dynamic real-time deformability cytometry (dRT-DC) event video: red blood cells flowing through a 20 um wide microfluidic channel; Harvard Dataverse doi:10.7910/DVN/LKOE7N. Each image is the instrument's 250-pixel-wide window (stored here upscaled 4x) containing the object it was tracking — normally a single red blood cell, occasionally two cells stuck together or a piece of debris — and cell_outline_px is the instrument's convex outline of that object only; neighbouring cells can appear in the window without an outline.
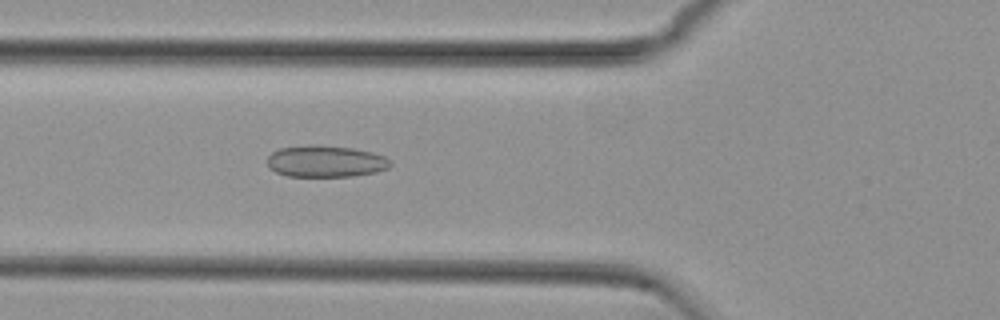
{"species": "common noctule bat (a hibernating species)", "species_latin": "Nyctalus noctula", "temperature_condition": "cold", "stored_images_in_passage": 55, "camera_frame_rate_fps": 3000, "um_per_image_px": 0.085, "animal": {"sex": "female", "body_mass_g": 29.2, "forearm_length_mm": 56.3}, "frame": {"image": 1, "passage_image": 20, "time_ms": 6.333, "image_size_px": [1000, 320], "cell_outline_px": [[392, 164], [388, 168], [376, 172], [352, 176], [288, 176], [276, 172], [268, 164], [268, 156], [272, 152], [280, 148], [308, 144], [316, 144], [352, 148], [372, 152], [384, 156], [392, 160]], "centroid_in_image_um": [27.71, 13.7], "position_along_channel_um": 98.1, "area_um2": 22.77}}
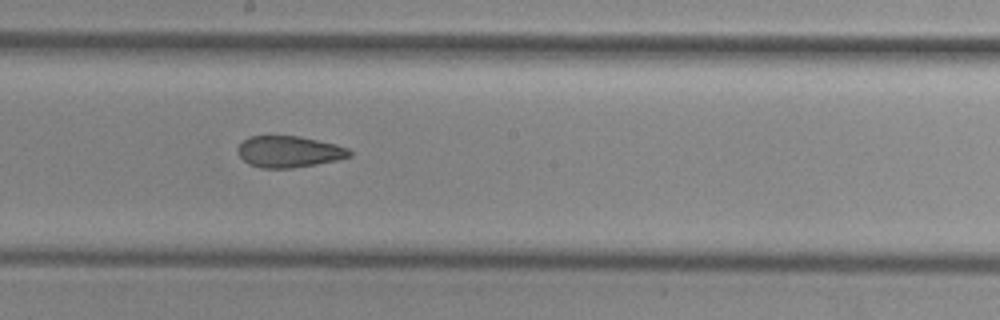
{"frame": {"image": 2, "passage_image": 30, "time_ms": 9.667, "image_size_px": [1000, 320], "cell_outline_px": [[352, 156], [340, 160], [292, 168], [260, 168], [248, 164], [240, 156], [236, 148], [248, 136], [300, 136], [336, 144], [348, 148], [352, 152]], "centroid_in_image_um": [24.59, 12.89], "position_along_channel_um": 223.6, "area_um2": 20.63}}
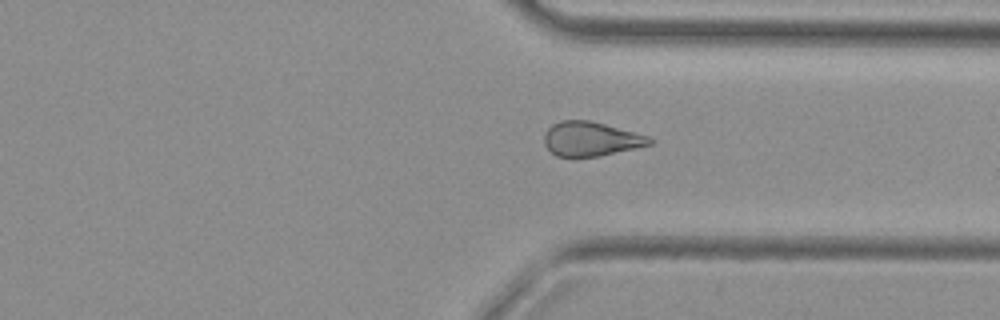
{"frame": {"image": 3, "passage_image": 41, "time_ms": 13.333, "image_size_px": [1000, 320], "cell_outline_px": [[656, 140], [652, 144], [636, 148], [596, 156], [556, 156], [544, 144], [544, 136], [548, 128], [552, 124], [560, 120], [588, 120], [604, 124], [648, 136]], "centroid_in_image_um": [50.22, 11.8], "position_along_channel_um": 361.2, "area_um2": 20.81}, "authors_computed_cell_mechanics": {"area_um2": 22.7732, "velocity_mm_per_s": 3.7517, "shape_relaxation_time_tau1_ms": null, "shape_relaxation_time_tau2_ms": 2.7122, "deformation_change_tau1": null, "deformation_change_tau2": 0.099}}